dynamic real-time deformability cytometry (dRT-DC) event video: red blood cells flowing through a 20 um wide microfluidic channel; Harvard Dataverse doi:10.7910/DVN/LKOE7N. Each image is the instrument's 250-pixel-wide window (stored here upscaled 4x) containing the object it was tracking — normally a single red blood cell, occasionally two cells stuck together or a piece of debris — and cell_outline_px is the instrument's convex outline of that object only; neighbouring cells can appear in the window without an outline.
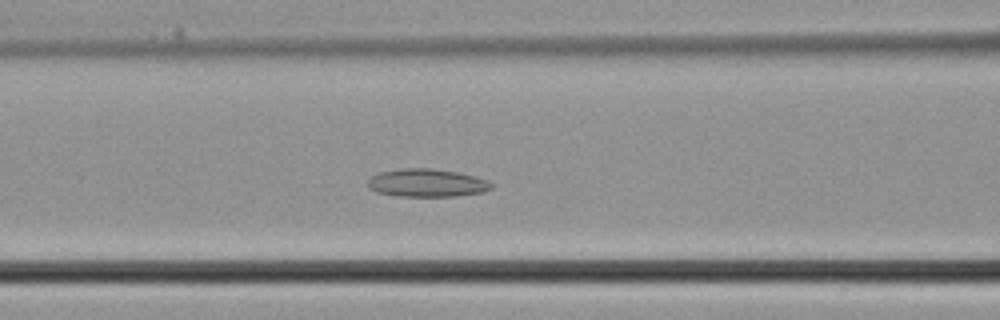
{"species": "common noctule bat (a hibernating species)", "species_latin": "Nyctalus noctula", "temperature_condition": "cold", "stored_images_in_passage": 30, "camera_frame_rate_fps": 3000, "um_per_image_px": 0.085, "animal": {"sex": "male", "body_mass_g": 21.5, "forearm_length_mm": 52.0}, "frame": {"image": 1, "passage_image": 10, "time_ms": 3.0, "image_size_px": [1000, 320], "cell_outline_px": [[492, 188], [484, 192], [456, 196], [396, 196], [376, 192], [368, 188], [368, 180], [372, 176], [380, 172], [400, 168], [432, 168], [460, 172], [476, 176], [488, 180], [492, 184]], "centroid_in_image_um": [36.3, 15.54], "position_along_channel_um": 130.3, "area_um2": 20.4}}
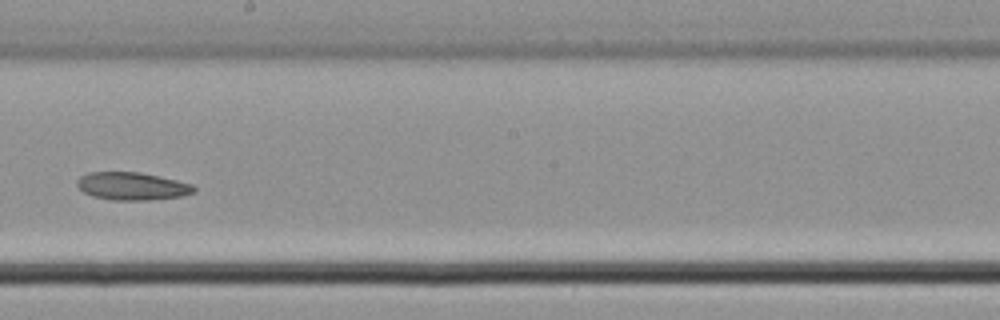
{"frame": {"image": 2, "passage_image": 16, "time_ms": 5.0, "image_size_px": [1000, 320], "cell_outline_px": [[196, 192], [180, 196], [148, 200], [112, 200], [92, 196], [84, 192], [76, 184], [76, 180], [80, 176], [88, 172], [140, 172], [176, 180], [192, 184], [196, 188]], "centroid_in_image_um": [11.21, 15.82], "position_along_channel_um": 237.0, "area_um2": 18.9}}
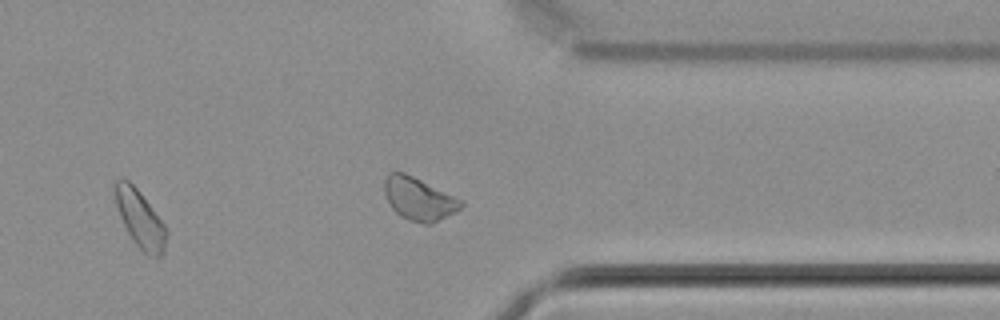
{"frame": {"image": 3, "passage_image": 24, "time_ms": 7.667, "image_size_px": [1000, 320], "cell_outline_px": [[168, 232], [164, 252], [156, 260], [144, 252], [132, 240], [120, 216], [116, 204], [116, 180], [120, 176], [124, 176], [136, 188], [168, 228]], "centroid_in_image_um": [11.95, 18.65], "position_along_channel_um": 399.5, "area_um2": 17.05}}